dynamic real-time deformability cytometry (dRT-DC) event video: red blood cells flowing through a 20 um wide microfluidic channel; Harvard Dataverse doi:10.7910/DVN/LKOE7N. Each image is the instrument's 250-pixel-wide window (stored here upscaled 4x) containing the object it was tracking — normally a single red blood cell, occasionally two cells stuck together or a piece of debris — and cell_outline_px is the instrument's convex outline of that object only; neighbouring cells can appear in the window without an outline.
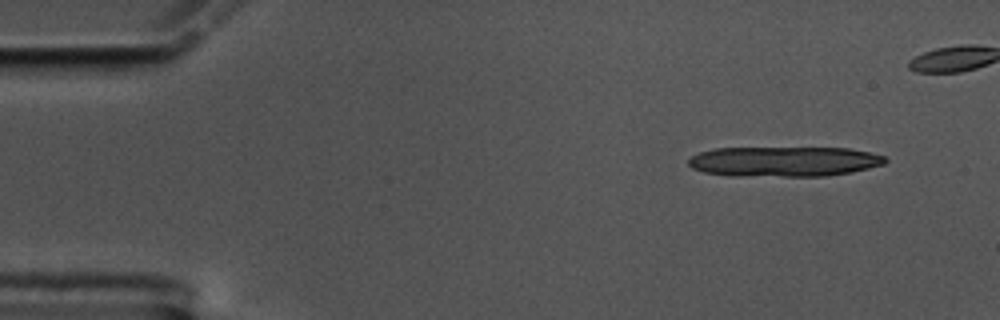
{"species": "common noctule bat (a hibernating species)", "species_latin": "Nyctalus noctula", "temperature_condition": "cold", "stored_images_in_passage": 10, "camera_frame_rate_fps": 3000, "um_per_image_px": 0.085, "animal": {"sex": "male", "body_mass_g": 17.5, "forearm_length_mm": 52.3}, "frame": {"image": 1, "passage_image": 1, "time_ms": 0.0, "image_size_px": [1000, 320], "cell_outline_px": [[888, 160], [884, 164], [852, 172], [828, 176], [728, 176], [704, 172], [692, 168], [688, 164], [688, 160], [692, 156], [700, 152], [716, 148], [848, 148], [868, 152], [884, 156]], "centroid_in_image_um": [66.63, 13.73], "position_along_channel_um": 18.4, "area_um2": 34.56}}